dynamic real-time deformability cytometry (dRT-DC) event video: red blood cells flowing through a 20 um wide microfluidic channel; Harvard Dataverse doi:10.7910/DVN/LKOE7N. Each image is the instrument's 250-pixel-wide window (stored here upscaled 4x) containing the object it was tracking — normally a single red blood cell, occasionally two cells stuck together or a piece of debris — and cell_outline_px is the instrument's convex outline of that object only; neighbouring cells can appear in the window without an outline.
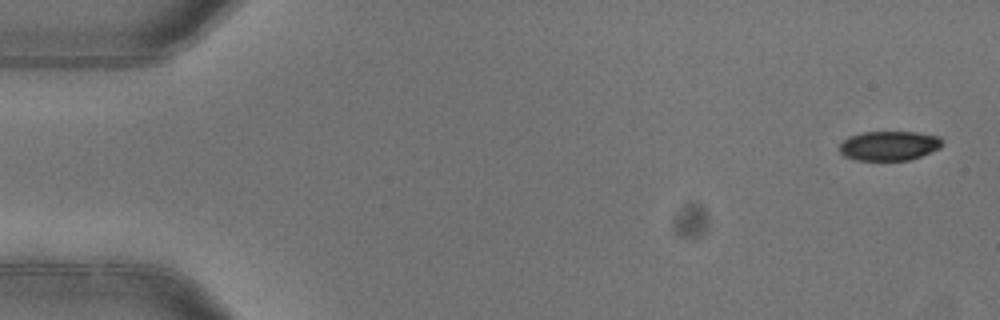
{"species": "common noctule bat (a hibernating species)", "species_latin": "Nyctalus noctula", "temperature_condition": "warm", "stored_images_in_passage": 5, "camera_frame_rate_fps": 3000, "um_per_image_px": 0.085, "animal": {"sex": "female"}, "frame": {"image": 1, "passage_image": 1, "time_ms": 0.0, "image_size_px": [1000, 320], "cell_outline_px": [[940, 148], [920, 156], [908, 160], [856, 160], [844, 156], [840, 152], [840, 144], [848, 136], [864, 132], [916, 132], [940, 136]], "centroid_in_image_um": [75.55, 12.38], "position_along_channel_um": 9.5, "area_um2": 17.51}}
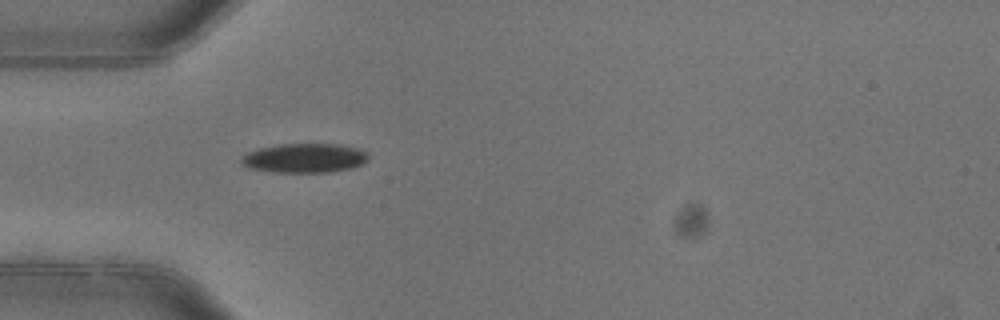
{"frame": {"image": 2, "passage_image": 5, "time_ms": 1.333, "image_size_px": [1000, 320], "cell_outline_px": [[368, 160], [352, 168], [328, 172], [272, 172], [248, 168], [240, 164], [240, 156], [248, 152], [260, 148], [280, 144], [336, 144], [360, 148], [368, 152]], "centroid_in_image_um": [25.86, 13.43], "position_along_channel_um": 59.1, "area_um2": 21.85}}